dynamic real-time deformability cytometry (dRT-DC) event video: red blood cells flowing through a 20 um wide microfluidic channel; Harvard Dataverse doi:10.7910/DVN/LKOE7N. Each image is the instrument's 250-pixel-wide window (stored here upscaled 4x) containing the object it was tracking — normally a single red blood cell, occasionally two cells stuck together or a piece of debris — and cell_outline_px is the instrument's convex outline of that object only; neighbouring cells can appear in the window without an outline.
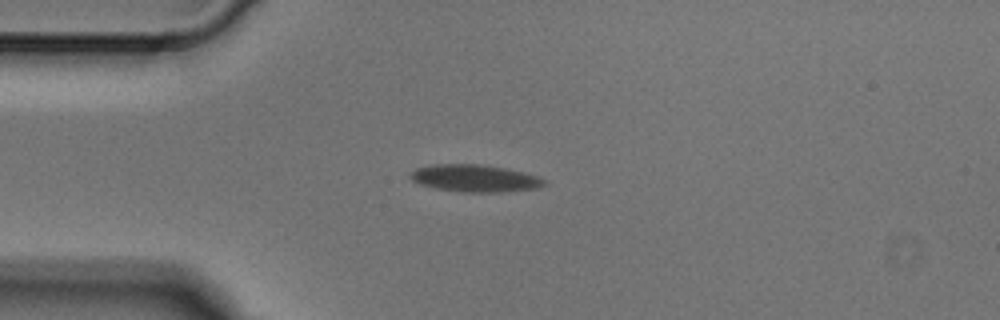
{"species": "Egyptian fruit bat (a non-hibernating species)", "species_latin": "Rousettus aegyptiacus", "temperature_condition": "cold", "stored_images_in_passage": 5, "camera_frame_rate_fps": 3000, "um_per_image_px": 0.085, "animal": {"sex": "male"}, "frame": {"image": 1, "passage_image": 4, "time_ms": 1.0, "image_size_px": [1000, 320], "cell_outline_px": [[548, 184], [536, 188], [500, 192], [460, 192], [432, 188], [420, 184], [412, 180], [408, 176], [416, 168], [432, 164], [480, 164], [504, 168], [524, 172], [548, 180]], "centroid_in_image_um": [40.35, 15.16], "position_along_channel_um": 44.6, "area_um2": 21.39}}